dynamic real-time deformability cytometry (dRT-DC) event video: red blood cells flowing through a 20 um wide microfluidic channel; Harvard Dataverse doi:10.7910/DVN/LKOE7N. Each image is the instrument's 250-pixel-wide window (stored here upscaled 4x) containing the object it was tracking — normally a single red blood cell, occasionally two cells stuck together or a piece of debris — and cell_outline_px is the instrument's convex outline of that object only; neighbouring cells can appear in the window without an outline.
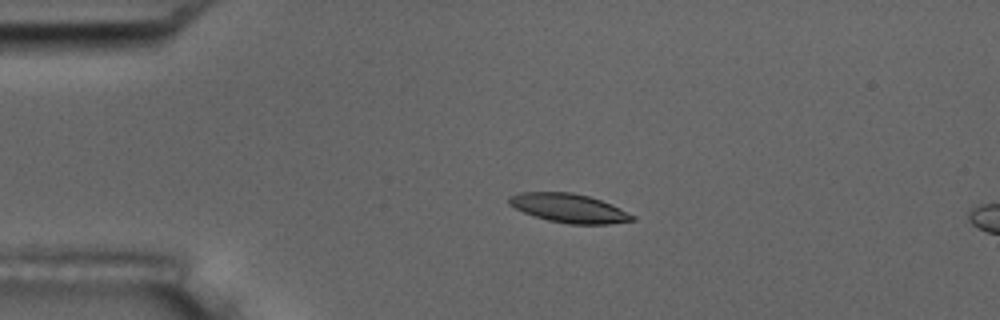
{"species": "common noctule bat (a hibernating species)", "species_latin": "Nyctalus noctula", "temperature_condition": "room temperature", "stored_images_in_passage": 3, "segment_of_instrument_passage": [1, 2], "camera_frame_rate_fps": 3000, "um_per_image_px": 0.085, "animal": {"sex": "male", "body_mass_g": 17.5, "forearm_length_mm": 52.3}, "frame": {"image": 1, "passage_image": 1, "time_ms": 0.0, "image_size_px": [1000, 320], "cell_outline_px": [[636, 220], [608, 224], [568, 224], [548, 220], [524, 212], [508, 204], [508, 196], [520, 192], [572, 192], [588, 196], [600, 200], [620, 208], [636, 216]], "centroid_in_image_um": [48.37, 17.69], "position_along_channel_um": 36.6, "area_um2": 20.69}}